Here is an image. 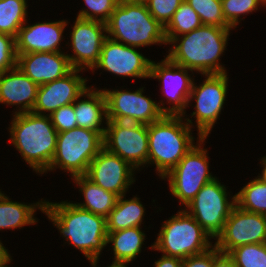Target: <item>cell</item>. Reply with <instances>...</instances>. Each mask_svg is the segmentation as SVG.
<instances>
[{"label": "cell", "instance_id": "1", "mask_svg": "<svg viewBox=\"0 0 266 267\" xmlns=\"http://www.w3.org/2000/svg\"><path fill=\"white\" fill-rule=\"evenodd\" d=\"M232 27L201 25L189 33L170 39L166 57L175 64L203 74H225L220 58L227 49Z\"/></svg>", "mask_w": 266, "mask_h": 267}, {"label": "cell", "instance_id": "2", "mask_svg": "<svg viewBox=\"0 0 266 267\" xmlns=\"http://www.w3.org/2000/svg\"><path fill=\"white\" fill-rule=\"evenodd\" d=\"M68 245L81 251L88 261L100 259L107 246L106 218L76 206L73 201L45 200L43 212Z\"/></svg>", "mask_w": 266, "mask_h": 267}, {"label": "cell", "instance_id": "3", "mask_svg": "<svg viewBox=\"0 0 266 267\" xmlns=\"http://www.w3.org/2000/svg\"><path fill=\"white\" fill-rule=\"evenodd\" d=\"M9 142L20 153L23 161L42 176L50 167L57 144V130L49 115L33 112L12 114Z\"/></svg>", "mask_w": 266, "mask_h": 267}, {"label": "cell", "instance_id": "4", "mask_svg": "<svg viewBox=\"0 0 266 267\" xmlns=\"http://www.w3.org/2000/svg\"><path fill=\"white\" fill-rule=\"evenodd\" d=\"M192 128L182 115H164L148 125V166L155 165L156 175L163 178L202 138L192 136Z\"/></svg>", "mask_w": 266, "mask_h": 267}, {"label": "cell", "instance_id": "5", "mask_svg": "<svg viewBox=\"0 0 266 267\" xmlns=\"http://www.w3.org/2000/svg\"><path fill=\"white\" fill-rule=\"evenodd\" d=\"M106 26L107 37L127 46L167 45L164 27L142 0H120Z\"/></svg>", "mask_w": 266, "mask_h": 267}, {"label": "cell", "instance_id": "6", "mask_svg": "<svg viewBox=\"0 0 266 267\" xmlns=\"http://www.w3.org/2000/svg\"><path fill=\"white\" fill-rule=\"evenodd\" d=\"M163 221L154 243L149 249L163 255L188 258L206 252L214 246L212 237L184 208Z\"/></svg>", "mask_w": 266, "mask_h": 267}, {"label": "cell", "instance_id": "7", "mask_svg": "<svg viewBox=\"0 0 266 267\" xmlns=\"http://www.w3.org/2000/svg\"><path fill=\"white\" fill-rule=\"evenodd\" d=\"M103 148V136L97 131L76 127L60 132L50 167L44 173L59 168L72 178L85 175L89 164Z\"/></svg>", "mask_w": 266, "mask_h": 267}, {"label": "cell", "instance_id": "8", "mask_svg": "<svg viewBox=\"0 0 266 267\" xmlns=\"http://www.w3.org/2000/svg\"><path fill=\"white\" fill-rule=\"evenodd\" d=\"M204 76L205 79L201 84L196 85L194 81L188 100V107L192 105L191 101H195V110L189 115L195 118L193 119L195 122H192V117L190 119L186 113L182 116L192 129L196 123L197 136L207 138L211 134L212 128L217 124L224 107L228 94L229 77L227 73L203 74Z\"/></svg>", "mask_w": 266, "mask_h": 267}, {"label": "cell", "instance_id": "9", "mask_svg": "<svg viewBox=\"0 0 266 267\" xmlns=\"http://www.w3.org/2000/svg\"><path fill=\"white\" fill-rule=\"evenodd\" d=\"M207 138L198 143L169 171L162 180H167L171 194L179 200V204L187 206L201 188L214 180L210 173L208 150L204 148Z\"/></svg>", "mask_w": 266, "mask_h": 267}, {"label": "cell", "instance_id": "10", "mask_svg": "<svg viewBox=\"0 0 266 267\" xmlns=\"http://www.w3.org/2000/svg\"><path fill=\"white\" fill-rule=\"evenodd\" d=\"M226 188L216 177L205 184L193 200L183 207L214 240L222 232L236 205V195L231 196Z\"/></svg>", "mask_w": 266, "mask_h": 267}, {"label": "cell", "instance_id": "11", "mask_svg": "<svg viewBox=\"0 0 266 267\" xmlns=\"http://www.w3.org/2000/svg\"><path fill=\"white\" fill-rule=\"evenodd\" d=\"M103 139L108 152L119 156L137 171L146 165L148 168V125L108 120Z\"/></svg>", "mask_w": 266, "mask_h": 267}, {"label": "cell", "instance_id": "12", "mask_svg": "<svg viewBox=\"0 0 266 267\" xmlns=\"http://www.w3.org/2000/svg\"><path fill=\"white\" fill-rule=\"evenodd\" d=\"M189 71L194 75L195 72L173 63L166 56L161 62H151L149 78L162 82L160 90L165 98L158 102V106L165 115L186 113L195 80L191 74L189 75ZM167 102L170 107L165 106Z\"/></svg>", "mask_w": 266, "mask_h": 267}, {"label": "cell", "instance_id": "13", "mask_svg": "<svg viewBox=\"0 0 266 267\" xmlns=\"http://www.w3.org/2000/svg\"><path fill=\"white\" fill-rule=\"evenodd\" d=\"M144 88L141 87L135 91L103 88L107 119L144 125L161 119L165 114L156 101L144 95Z\"/></svg>", "mask_w": 266, "mask_h": 267}, {"label": "cell", "instance_id": "14", "mask_svg": "<svg viewBox=\"0 0 266 267\" xmlns=\"http://www.w3.org/2000/svg\"><path fill=\"white\" fill-rule=\"evenodd\" d=\"M70 31V42L66 43L72 49V54H67L73 69L92 70L97 64L101 49L107 38L105 23L76 17Z\"/></svg>", "mask_w": 266, "mask_h": 267}, {"label": "cell", "instance_id": "15", "mask_svg": "<svg viewBox=\"0 0 266 267\" xmlns=\"http://www.w3.org/2000/svg\"><path fill=\"white\" fill-rule=\"evenodd\" d=\"M265 236V215L249 212L235 205L222 232L216 237L214 246L221 253L228 254L241 245L264 243Z\"/></svg>", "mask_w": 266, "mask_h": 267}, {"label": "cell", "instance_id": "16", "mask_svg": "<svg viewBox=\"0 0 266 267\" xmlns=\"http://www.w3.org/2000/svg\"><path fill=\"white\" fill-rule=\"evenodd\" d=\"M152 60L136 47L127 46L107 37L103 43L99 60L91 70L103 69L119 77L146 79L150 77Z\"/></svg>", "mask_w": 266, "mask_h": 267}, {"label": "cell", "instance_id": "17", "mask_svg": "<svg viewBox=\"0 0 266 267\" xmlns=\"http://www.w3.org/2000/svg\"><path fill=\"white\" fill-rule=\"evenodd\" d=\"M136 169L119 156L103 148L89 164L85 176L118 197L126 195L134 184Z\"/></svg>", "mask_w": 266, "mask_h": 267}, {"label": "cell", "instance_id": "18", "mask_svg": "<svg viewBox=\"0 0 266 267\" xmlns=\"http://www.w3.org/2000/svg\"><path fill=\"white\" fill-rule=\"evenodd\" d=\"M80 72L84 71L73 69L60 79L39 85L32 112L38 115H50L60 107L74 103L89 87L87 78L82 77Z\"/></svg>", "mask_w": 266, "mask_h": 267}, {"label": "cell", "instance_id": "19", "mask_svg": "<svg viewBox=\"0 0 266 267\" xmlns=\"http://www.w3.org/2000/svg\"><path fill=\"white\" fill-rule=\"evenodd\" d=\"M68 23L66 19L33 24L26 21L15 37L16 54L62 52L60 43Z\"/></svg>", "mask_w": 266, "mask_h": 267}, {"label": "cell", "instance_id": "20", "mask_svg": "<svg viewBox=\"0 0 266 267\" xmlns=\"http://www.w3.org/2000/svg\"><path fill=\"white\" fill-rule=\"evenodd\" d=\"M66 52H33L17 54V66L33 82L42 85L60 79L73 68Z\"/></svg>", "mask_w": 266, "mask_h": 267}, {"label": "cell", "instance_id": "21", "mask_svg": "<svg viewBox=\"0 0 266 267\" xmlns=\"http://www.w3.org/2000/svg\"><path fill=\"white\" fill-rule=\"evenodd\" d=\"M39 85L16 66L0 73V104L17 106L12 114L32 112Z\"/></svg>", "mask_w": 266, "mask_h": 267}, {"label": "cell", "instance_id": "22", "mask_svg": "<svg viewBox=\"0 0 266 267\" xmlns=\"http://www.w3.org/2000/svg\"><path fill=\"white\" fill-rule=\"evenodd\" d=\"M74 111L77 127L97 131L104 137L106 127L103 125L107 124L108 119L106 99L101 88L90 85L74 102Z\"/></svg>", "mask_w": 266, "mask_h": 267}, {"label": "cell", "instance_id": "23", "mask_svg": "<svg viewBox=\"0 0 266 267\" xmlns=\"http://www.w3.org/2000/svg\"><path fill=\"white\" fill-rule=\"evenodd\" d=\"M37 210H45V200L36 203L12 201L3 191H0V231L5 229H21L27 225H35L38 218L34 217Z\"/></svg>", "mask_w": 266, "mask_h": 267}, {"label": "cell", "instance_id": "24", "mask_svg": "<svg viewBox=\"0 0 266 267\" xmlns=\"http://www.w3.org/2000/svg\"><path fill=\"white\" fill-rule=\"evenodd\" d=\"M71 179L79 187L78 190L84 197L83 202H74V204L79 208L107 218L115 207L118 196L93 183L85 175L76 176Z\"/></svg>", "mask_w": 266, "mask_h": 267}, {"label": "cell", "instance_id": "25", "mask_svg": "<svg viewBox=\"0 0 266 267\" xmlns=\"http://www.w3.org/2000/svg\"><path fill=\"white\" fill-rule=\"evenodd\" d=\"M145 231L141 227H131L123 230L107 232V245L113 250L114 262L131 263L142 252L146 240Z\"/></svg>", "mask_w": 266, "mask_h": 267}, {"label": "cell", "instance_id": "26", "mask_svg": "<svg viewBox=\"0 0 266 267\" xmlns=\"http://www.w3.org/2000/svg\"><path fill=\"white\" fill-rule=\"evenodd\" d=\"M145 209L137 194L130 199H126V195L118 197L115 207L106 218L107 232L142 227Z\"/></svg>", "mask_w": 266, "mask_h": 267}, {"label": "cell", "instance_id": "27", "mask_svg": "<svg viewBox=\"0 0 266 267\" xmlns=\"http://www.w3.org/2000/svg\"><path fill=\"white\" fill-rule=\"evenodd\" d=\"M28 0H0V33L16 37L27 21Z\"/></svg>", "mask_w": 266, "mask_h": 267}, {"label": "cell", "instance_id": "28", "mask_svg": "<svg viewBox=\"0 0 266 267\" xmlns=\"http://www.w3.org/2000/svg\"><path fill=\"white\" fill-rule=\"evenodd\" d=\"M236 195V205L246 211L266 214V183L258 177L250 180Z\"/></svg>", "mask_w": 266, "mask_h": 267}, {"label": "cell", "instance_id": "29", "mask_svg": "<svg viewBox=\"0 0 266 267\" xmlns=\"http://www.w3.org/2000/svg\"><path fill=\"white\" fill-rule=\"evenodd\" d=\"M201 25L197 12L184 1L164 27L166 41L168 42L172 38L189 33Z\"/></svg>", "mask_w": 266, "mask_h": 267}, {"label": "cell", "instance_id": "30", "mask_svg": "<svg viewBox=\"0 0 266 267\" xmlns=\"http://www.w3.org/2000/svg\"><path fill=\"white\" fill-rule=\"evenodd\" d=\"M228 255L236 267H266L265 243L241 245L231 250Z\"/></svg>", "mask_w": 266, "mask_h": 267}, {"label": "cell", "instance_id": "31", "mask_svg": "<svg viewBox=\"0 0 266 267\" xmlns=\"http://www.w3.org/2000/svg\"><path fill=\"white\" fill-rule=\"evenodd\" d=\"M199 15L202 25L231 27L225 20L221 0H185Z\"/></svg>", "mask_w": 266, "mask_h": 267}, {"label": "cell", "instance_id": "32", "mask_svg": "<svg viewBox=\"0 0 266 267\" xmlns=\"http://www.w3.org/2000/svg\"><path fill=\"white\" fill-rule=\"evenodd\" d=\"M221 4L224 18L233 29L243 20V15L253 13L259 10V6H263L259 0H221Z\"/></svg>", "mask_w": 266, "mask_h": 267}, {"label": "cell", "instance_id": "33", "mask_svg": "<svg viewBox=\"0 0 266 267\" xmlns=\"http://www.w3.org/2000/svg\"><path fill=\"white\" fill-rule=\"evenodd\" d=\"M120 0H83L85 8L77 17L107 23Z\"/></svg>", "mask_w": 266, "mask_h": 267}, {"label": "cell", "instance_id": "34", "mask_svg": "<svg viewBox=\"0 0 266 267\" xmlns=\"http://www.w3.org/2000/svg\"><path fill=\"white\" fill-rule=\"evenodd\" d=\"M150 14L165 27L185 0H142Z\"/></svg>", "mask_w": 266, "mask_h": 267}, {"label": "cell", "instance_id": "35", "mask_svg": "<svg viewBox=\"0 0 266 267\" xmlns=\"http://www.w3.org/2000/svg\"><path fill=\"white\" fill-rule=\"evenodd\" d=\"M49 117L57 133L77 127L74 103L60 107L52 112Z\"/></svg>", "mask_w": 266, "mask_h": 267}, {"label": "cell", "instance_id": "36", "mask_svg": "<svg viewBox=\"0 0 266 267\" xmlns=\"http://www.w3.org/2000/svg\"><path fill=\"white\" fill-rule=\"evenodd\" d=\"M17 66L15 38L0 33V73Z\"/></svg>", "mask_w": 266, "mask_h": 267}, {"label": "cell", "instance_id": "37", "mask_svg": "<svg viewBox=\"0 0 266 267\" xmlns=\"http://www.w3.org/2000/svg\"><path fill=\"white\" fill-rule=\"evenodd\" d=\"M220 253L221 252L213 246L204 253L182 259V267H213V260Z\"/></svg>", "mask_w": 266, "mask_h": 267}, {"label": "cell", "instance_id": "38", "mask_svg": "<svg viewBox=\"0 0 266 267\" xmlns=\"http://www.w3.org/2000/svg\"><path fill=\"white\" fill-rule=\"evenodd\" d=\"M153 267H182V259L163 255L155 260Z\"/></svg>", "mask_w": 266, "mask_h": 267}, {"label": "cell", "instance_id": "39", "mask_svg": "<svg viewBox=\"0 0 266 267\" xmlns=\"http://www.w3.org/2000/svg\"><path fill=\"white\" fill-rule=\"evenodd\" d=\"M213 267H236L234 264L233 259L224 253H220L214 260H213Z\"/></svg>", "mask_w": 266, "mask_h": 267}, {"label": "cell", "instance_id": "40", "mask_svg": "<svg viewBox=\"0 0 266 267\" xmlns=\"http://www.w3.org/2000/svg\"><path fill=\"white\" fill-rule=\"evenodd\" d=\"M12 262V256L8 252V249L4 246L0 239V267H5Z\"/></svg>", "mask_w": 266, "mask_h": 267}, {"label": "cell", "instance_id": "41", "mask_svg": "<svg viewBox=\"0 0 266 267\" xmlns=\"http://www.w3.org/2000/svg\"><path fill=\"white\" fill-rule=\"evenodd\" d=\"M261 162V168H262V170H261V174H258V178L261 180V181H263V182H265L266 183V156H263L262 157V159L260 160Z\"/></svg>", "mask_w": 266, "mask_h": 267}, {"label": "cell", "instance_id": "42", "mask_svg": "<svg viewBox=\"0 0 266 267\" xmlns=\"http://www.w3.org/2000/svg\"><path fill=\"white\" fill-rule=\"evenodd\" d=\"M91 263V266L92 267H96L98 262H99V259H94V260H91L89 261ZM130 265L129 263H121V262H112L111 265L107 266V267H128Z\"/></svg>", "mask_w": 266, "mask_h": 267}, {"label": "cell", "instance_id": "43", "mask_svg": "<svg viewBox=\"0 0 266 267\" xmlns=\"http://www.w3.org/2000/svg\"><path fill=\"white\" fill-rule=\"evenodd\" d=\"M259 2L263 5V8L266 7V0H259Z\"/></svg>", "mask_w": 266, "mask_h": 267}, {"label": "cell", "instance_id": "44", "mask_svg": "<svg viewBox=\"0 0 266 267\" xmlns=\"http://www.w3.org/2000/svg\"><path fill=\"white\" fill-rule=\"evenodd\" d=\"M265 226H266V214H265ZM264 243L266 244V236H265V242Z\"/></svg>", "mask_w": 266, "mask_h": 267}]
</instances>
